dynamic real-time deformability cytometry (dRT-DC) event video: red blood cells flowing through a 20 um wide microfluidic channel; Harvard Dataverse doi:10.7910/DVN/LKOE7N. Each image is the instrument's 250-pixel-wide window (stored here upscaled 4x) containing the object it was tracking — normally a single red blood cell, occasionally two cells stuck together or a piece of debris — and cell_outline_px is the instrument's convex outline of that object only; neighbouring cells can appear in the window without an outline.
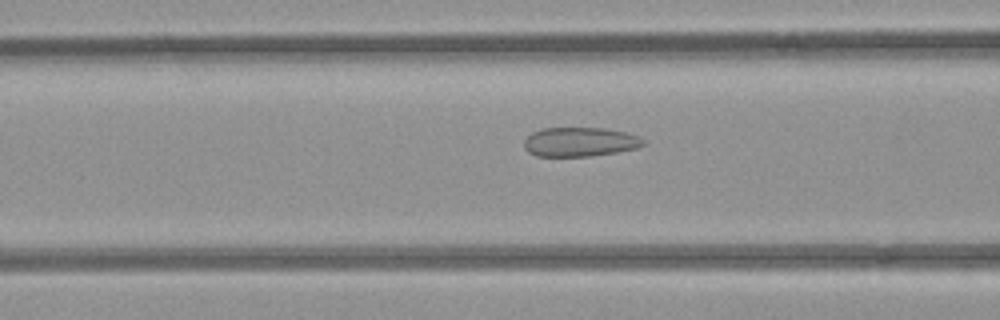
{"species": "common noctule bat (a hibernating species)", "species_latin": "Nyctalus noctula", "temperature_condition": "room temperature", "stored_images_in_passage": 22, "camera_frame_rate_fps": 3000, "um_per_image_px": 0.085, "animal": {"sex": "female", "body_mass_g": 21.9}, "frame": {"image": 1, "passage_image": 10, "time_ms": 3.0, "image_size_px": [1000, 320], "cell_outline_px": [[644, 144], [636, 148], [616, 152], [592, 156], [536, 156], [528, 152], [524, 148], [524, 140], [532, 132], [544, 128], [604, 128], [624, 132], [640, 136], [644, 140]], "centroid_in_image_um": [49.27, 12.06], "position_along_channel_um": 117.3, "area_um2": 20.29}}
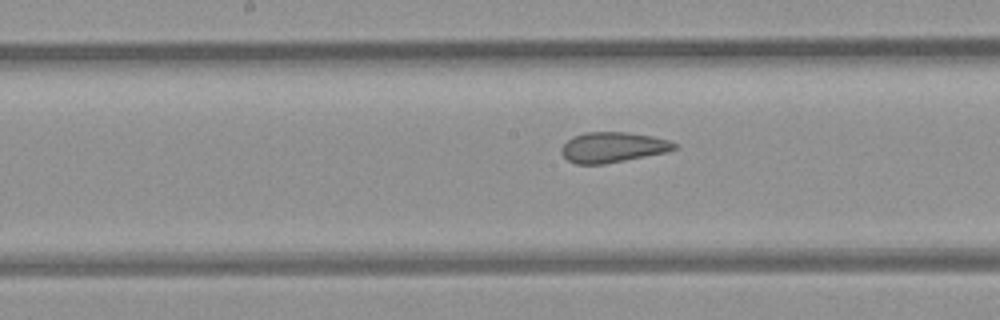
{"frame": {"image": 2, "passage_image": 16, "time_ms": 5.0, "image_size_px": [1000, 320], "cell_outline_px": [[676, 148], [668, 152], [604, 164], [576, 164], [568, 160], [560, 152], [560, 148], [572, 136], [584, 132], [628, 132], [652, 136], [668, 140], [676, 144]], "centroid_in_image_um": [52.07, 12.51], "position_along_channel_um": 196.1, "area_um2": 20.0}}
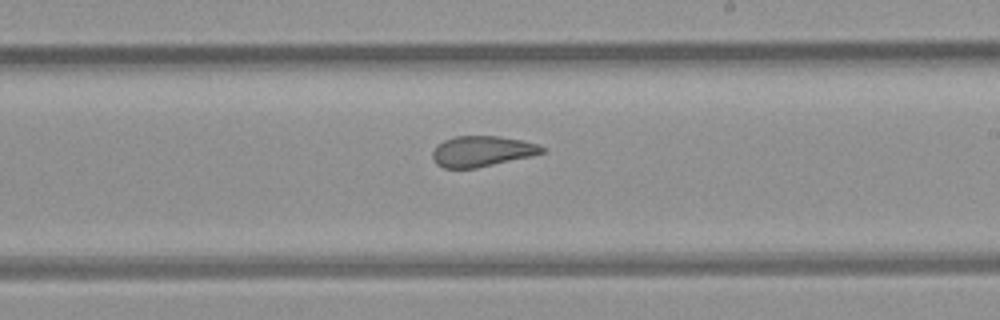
{"frame": {"image": 3, "passage_image": 20, "time_ms": 6.333, "image_size_px": [1000, 320], "cell_outline_px": [[544, 152], [532, 156], [476, 168], [444, 168], [436, 164], [432, 160], [432, 152], [444, 140], [456, 136], [500, 136], [520, 140], [536, 144], [544, 148]], "centroid_in_image_um": [40.94, 12.86], "position_along_channel_um": 248.1, "area_um2": 19.36}}